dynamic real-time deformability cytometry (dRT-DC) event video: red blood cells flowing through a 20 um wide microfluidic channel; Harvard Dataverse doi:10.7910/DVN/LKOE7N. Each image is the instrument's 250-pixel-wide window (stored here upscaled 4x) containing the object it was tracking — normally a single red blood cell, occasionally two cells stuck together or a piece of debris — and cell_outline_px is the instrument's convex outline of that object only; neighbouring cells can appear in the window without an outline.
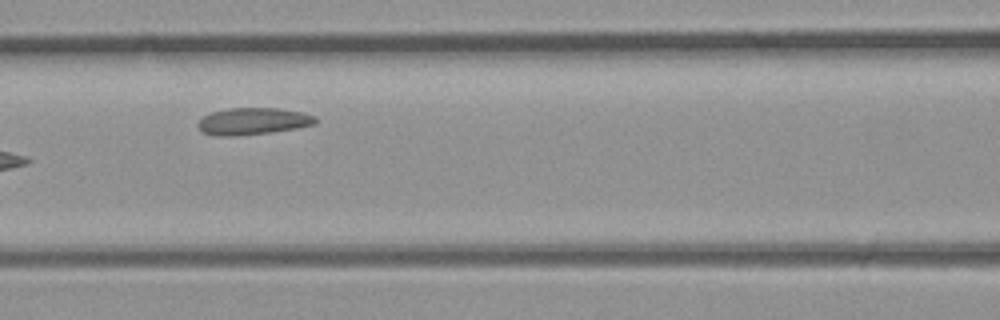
{"species": "common noctule bat (a hibernating species)", "species_latin": "Nyctalus noctula", "temperature_condition": "room temperature", "stored_images_in_passage": 4, "camera_frame_rate_fps": 3000, "um_per_image_px": 0.085, "animal": {"sex": "male", "body_mass_g": 23.1, "forearm_length_mm": 52.7}, "frame": {"image": 1, "passage_image": 4, "time_ms": 1.0, "image_size_px": [1000, 320], "cell_outline_px": [[316, 124], [296, 128], [272, 132], [232, 136], [216, 136], [204, 132], [196, 124], [204, 116], [212, 112], [228, 108], [280, 108], [304, 112], [316, 116]], "centroid_in_image_um": [21.54, 10.3], "position_along_channel_um": 145.1, "area_um2": 18.44}}